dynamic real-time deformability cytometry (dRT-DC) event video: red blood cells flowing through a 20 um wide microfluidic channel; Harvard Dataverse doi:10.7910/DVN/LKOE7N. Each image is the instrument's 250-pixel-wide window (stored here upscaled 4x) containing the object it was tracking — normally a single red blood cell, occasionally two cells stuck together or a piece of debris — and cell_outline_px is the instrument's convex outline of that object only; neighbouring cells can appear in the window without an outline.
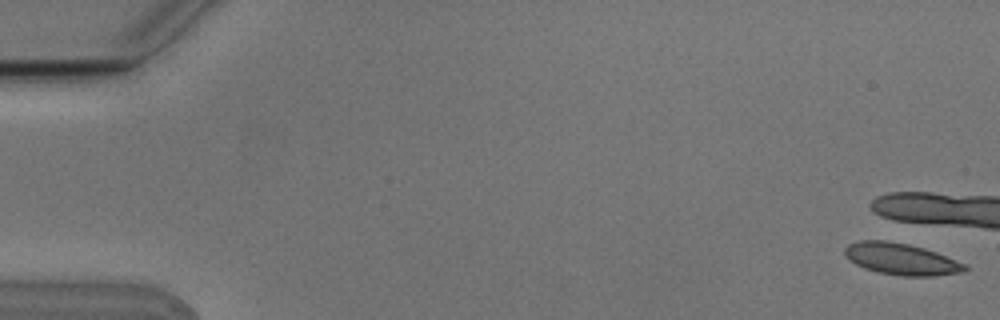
{"species": "Egyptian fruit bat (a non-hibernating species)", "species_latin": "Rousettus aegyptiacus", "temperature_condition": "cold", "stored_images_in_passage": 7, "camera_frame_rate_fps": 3000, "um_per_image_px": 0.085, "animal": {"sex": "male"}, "frame": {"image": 1, "passage_image": 1, "time_ms": 0.0, "image_size_px": [1000, 320], "cell_outline_px": [[968, 268], [964, 272], [932, 276], [900, 276], [880, 272], [864, 268], [856, 264], [844, 252], [844, 248], [848, 244], [860, 240], [884, 240], [908, 244], [924, 248], [936, 252], [968, 264]], "centroid_in_image_um": [76.65, 22.02], "position_along_channel_um": 8.3, "area_um2": 22.08}}